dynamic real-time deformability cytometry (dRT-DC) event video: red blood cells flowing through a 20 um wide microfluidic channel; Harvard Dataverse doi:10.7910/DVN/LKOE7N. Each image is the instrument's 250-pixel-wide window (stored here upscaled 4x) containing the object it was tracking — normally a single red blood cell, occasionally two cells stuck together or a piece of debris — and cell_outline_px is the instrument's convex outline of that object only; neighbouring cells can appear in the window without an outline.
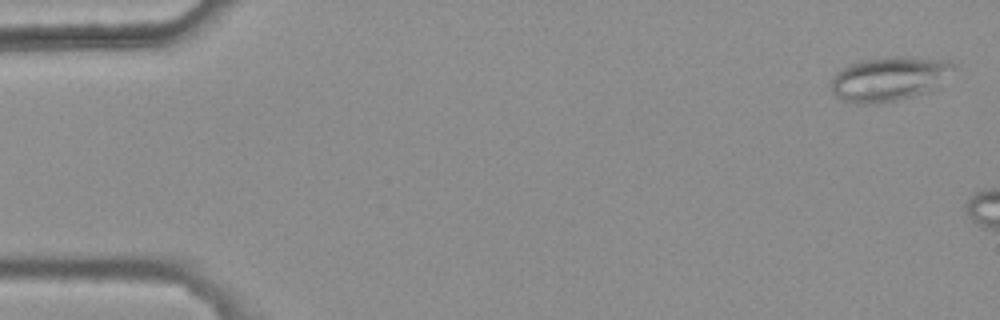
{"species": "common noctule bat (a hibernating species)", "species_latin": "Nyctalus noctula", "temperature_condition": "warm", "stored_images_in_passage": 8, "camera_frame_rate_fps": 3000, "um_per_image_px": 0.085, "animal": {"sex": "female", "body_mass_g": 25.1}, "frame": {"image": 1, "passage_image": 2, "time_ms": 0.333, "image_size_px": [1000, 320], "cell_outline_px": [[956, 68], [924, 92], [912, 96], [896, 100], [872, 104], [856, 104], [844, 100], [836, 96], [832, 92], [832, 76], [840, 68], [860, 60], [892, 56], [908, 56], [948, 60], [956, 64]], "centroid_in_image_um": [75.5, 6.67], "position_along_channel_um": 9.5, "area_um2": 31.27}}